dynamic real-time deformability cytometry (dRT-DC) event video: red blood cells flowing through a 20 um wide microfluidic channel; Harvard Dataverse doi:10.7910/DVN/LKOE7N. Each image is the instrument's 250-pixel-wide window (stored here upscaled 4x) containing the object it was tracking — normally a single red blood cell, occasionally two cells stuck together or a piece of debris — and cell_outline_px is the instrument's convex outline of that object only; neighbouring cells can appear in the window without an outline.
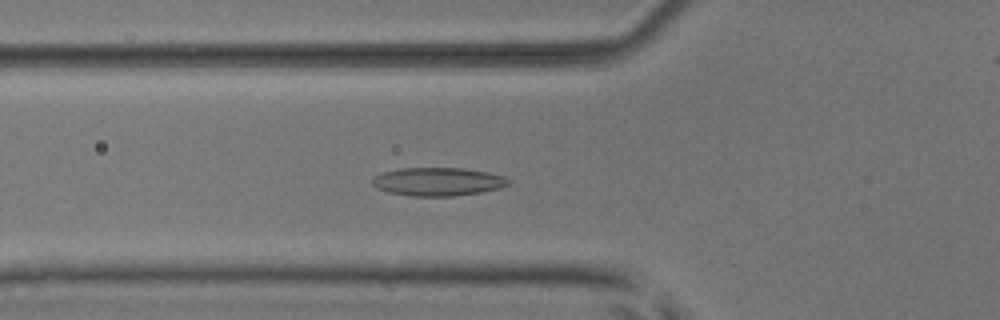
{"species": "common noctule bat (a hibernating species)", "species_latin": "Nyctalus noctula", "temperature_condition": "room temperature", "stored_images_in_passage": 52, "camera_frame_rate_fps": 3000, "um_per_image_px": 0.085, "animal": {"sex": "male", "body_mass_g": 17.9, "forearm_length_mm": 54.2}, "frame": {"image": 1, "passage_image": 18, "time_ms": 5.667, "image_size_px": [1000, 320], "cell_outline_px": [[508, 184], [500, 188], [480, 192], [452, 196], [408, 196], [388, 192], [376, 188], [372, 184], [372, 180], [376, 176], [384, 172], [400, 168], [464, 168], [488, 172], [504, 176], [508, 180]], "centroid_in_image_um": [37.2, 15.44], "position_along_channel_um": 88.6, "area_um2": 22.37}}
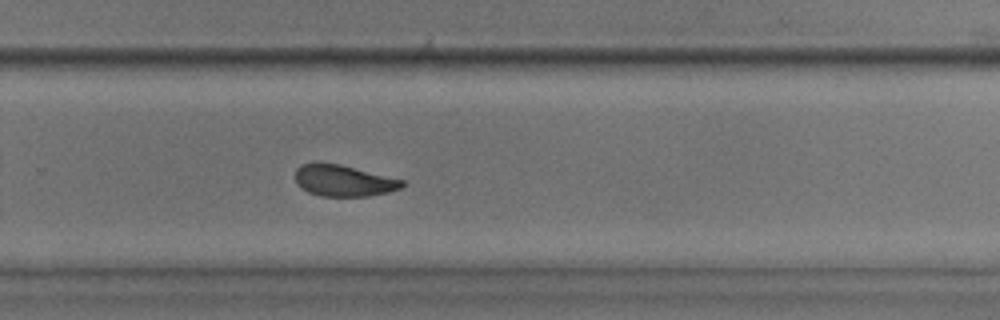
{"frame": {"image": 2, "passage_image": 34, "time_ms": 11.0, "image_size_px": [1000, 320], "cell_outline_px": [[404, 184], [400, 188], [388, 192], [368, 196], [320, 196], [308, 192], [300, 188], [296, 184], [296, 168], [300, 164], [340, 164], [404, 180]], "centroid_in_image_um": [29.19, 15.37], "position_along_channel_um": 300.6, "area_um2": 19.31}}
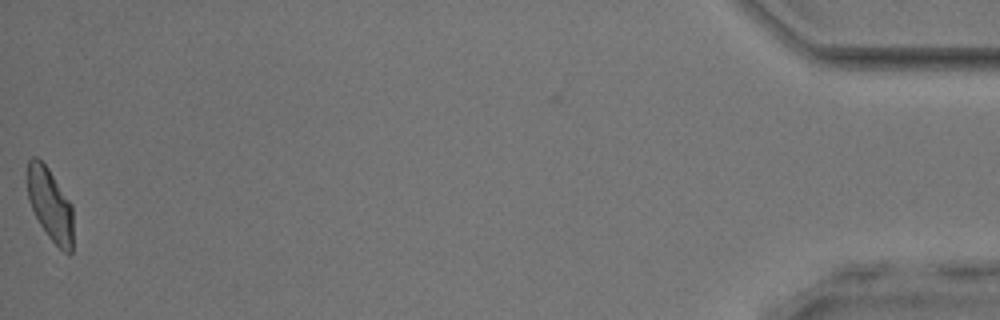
{"frame": {"image": 3, "passage_image": 51, "time_ms": 16.667, "image_size_px": [1000, 320], "cell_outline_px": [[72, 252], [68, 256], [48, 236], [40, 224], [28, 200], [28, 160], [32, 156], [36, 156], [48, 168], [72, 204]], "centroid_in_image_um": [4.27, 17.39], "position_along_channel_um": 430.9, "area_um2": 19.19}, "authors_computed_cell_mechanics": {"area_um2": 20.6346, "velocity_mm_per_s": 3.9803, "shape_relaxation_time_tau1_ms": 4.0239, "shape_relaxation_time_tau2_ms": 1.6993, "deformation_change_tau1": 0.1138, "deformation_change_tau2": 0.0861}}